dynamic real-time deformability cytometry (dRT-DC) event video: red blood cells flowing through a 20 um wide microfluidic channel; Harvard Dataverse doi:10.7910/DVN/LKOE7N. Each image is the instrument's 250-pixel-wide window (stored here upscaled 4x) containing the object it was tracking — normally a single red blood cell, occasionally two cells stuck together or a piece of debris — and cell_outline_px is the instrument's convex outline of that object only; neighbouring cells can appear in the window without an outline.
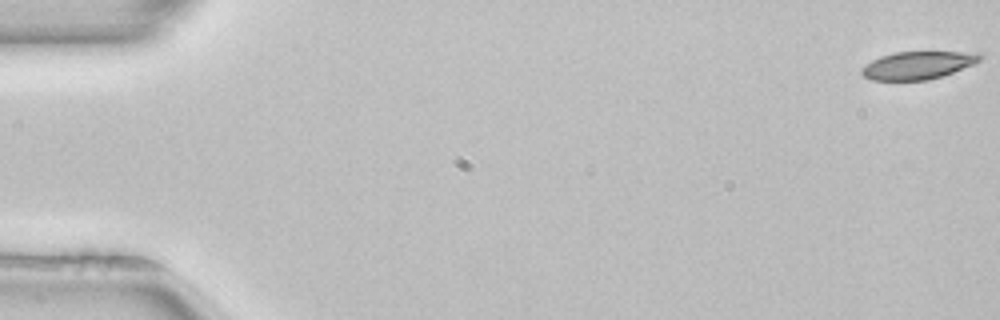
{"species": "common noctule bat (a hibernating species)", "species_latin": "Nyctalus noctula", "temperature_condition": "room temperature", "stored_images_in_passage": 52, "camera_frame_rate_fps": 3000, "um_per_image_px": 0.085, "animal": {"sex": "female", "body_mass_g": 22.7, "forearm_length_mm": 54.2}, "frame": {"image": 1, "passage_image": 1, "time_ms": 0.0, "image_size_px": [1000, 320], "cell_outline_px": [[984, 56], [980, 60], [972, 64], [952, 72], [928, 80], [872, 80], [864, 76], [860, 72], [860, 68], [872, 60], [880, 56], [896, 52], [984, 52]], "centroid_in_image_um": [78.01, 5.53], "position_along_channel_um": 7.0, "area_um2": 19.07}}
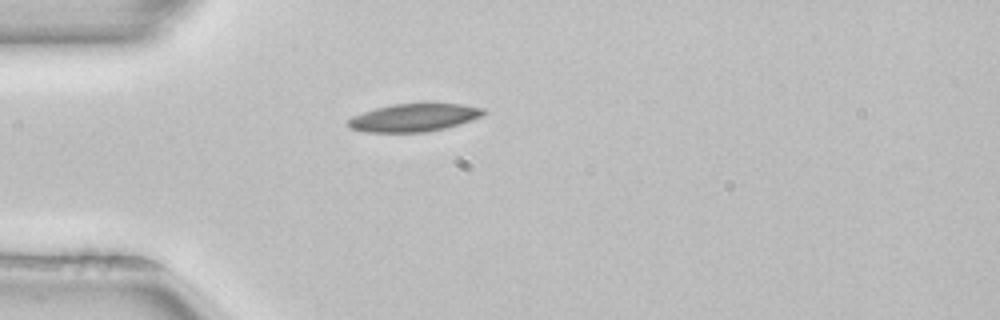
{"frame": {"image": 2, "passage_image": 15, "time_ms": 4.667, "image_size_px": [1000, 320], "cell_outline_px": [[484, 112], [480, 116], [444, 128], [424, 132], [364, 132], [348, 128], [348, 120], [352, 116], [376, 108], [392, 104], [460, 104], [484, 108]], "centroid_in_image_um": [35.1, 10.0], "position_along_channel_um": 49.9, "area_um2": 21.5}}
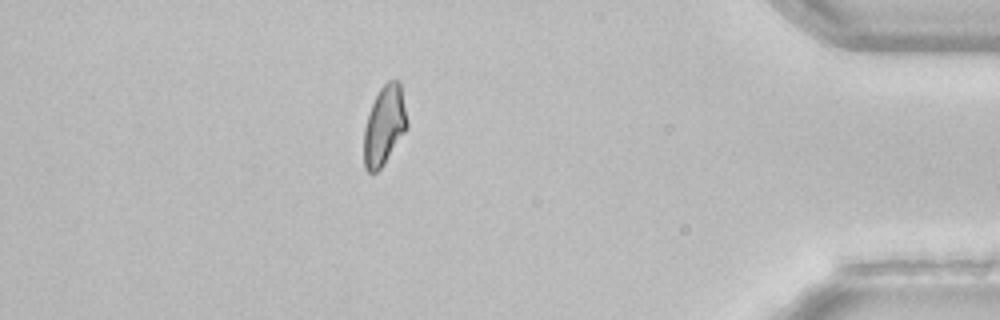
{"frame": {"image": 3, "passage_image": 46, "time_ms": 15.0, "image_size_px": [1000, 320], "cell_outline_px": [[408, 128], [384, 164], [376, 172], [368, 172], [364, 168], [364, 128], [372, 104], [380, 88], [388, 80], [396, 80], [400, 84], [408, 120]], "centroid_in_image_um": [32.68, 10.68], "position_along_channel_um": 402.5, "area_um2": 19.88}, "authors_computed_cell_mechanics": {"area_um2": 20.6924, "velocity_mm_per_s": 3.9641, "shape_relaxation_time_tau1_ms": 6.2812, "shape_relaxation_time_tau2_ms": null, "deformation_change_tau1": 0.1425, "deformation_change_tau2": null}}